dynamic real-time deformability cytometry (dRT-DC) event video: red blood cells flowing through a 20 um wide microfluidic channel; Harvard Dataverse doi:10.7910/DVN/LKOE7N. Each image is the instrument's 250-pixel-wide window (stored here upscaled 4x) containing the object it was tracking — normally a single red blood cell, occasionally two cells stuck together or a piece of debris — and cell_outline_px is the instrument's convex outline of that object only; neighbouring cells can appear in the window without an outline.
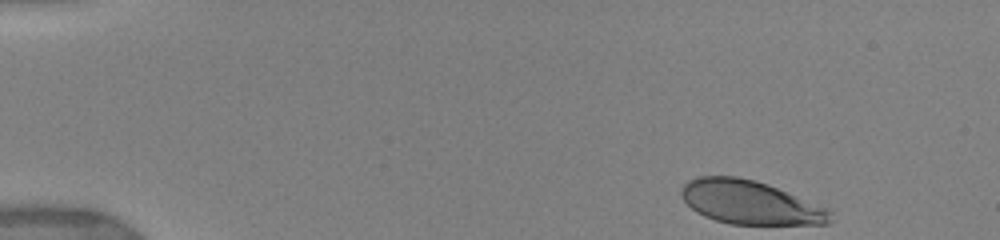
{"species": "human", "species_latin": "Homo sapiens", "temperature_condition": "warm", "stored_images_in_passage": 24, "camera_frame_rate_fps": 3000, "um_per_image_px": 0.085, "donor": {"sex": "female"}, "frame": {"image": 1, "passage_image": 1, "time_ms": 0.0, "image_size_px": [1000, 240], "cell_outline_px": [[832, 220], [828, 224], [732, 224], [716, 220], [704, 216], [696, 212], [684, 200], [680, 192], [684, 184], [688, 180], [700, 176], [736, 176], [768, 184], [824, 208], [832, 212]], "centroid_in_image_um": [63.72, 17.21], "position_along_channel_um": 21.3, "area_um2": 37.28}}
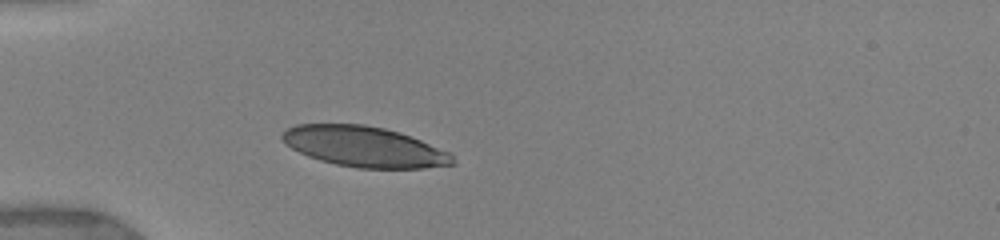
{"frame": {"image": 2, "passage_image": 14, "time_ms": 3.333, "image_size_px": [1000, 240], "cell_outline_px": [[456, 164], [424, 168], [356, 168], [336, 164], [320, 160], [308, 156], [292, 148], [280, 140], [280, 136], [288, 128], [296, 124], [364, 124], [384, 128], [400, 132], [452, 152]], "centroid_in_image_um": [30.99, 12.47], "position_along_channel_um": 54.0, "area_um2": 40.4}}